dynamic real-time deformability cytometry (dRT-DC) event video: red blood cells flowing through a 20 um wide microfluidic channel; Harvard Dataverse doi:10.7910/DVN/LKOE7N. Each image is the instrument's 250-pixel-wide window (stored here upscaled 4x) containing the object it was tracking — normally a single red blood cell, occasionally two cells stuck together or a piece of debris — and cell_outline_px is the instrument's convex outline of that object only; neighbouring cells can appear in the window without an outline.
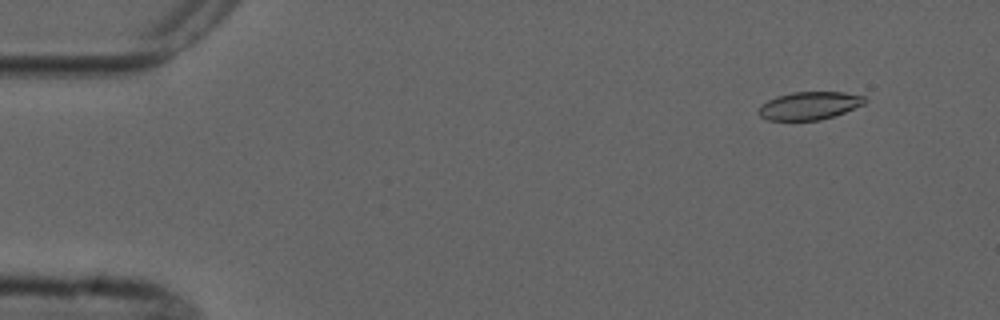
{"species": "common noctule bat (a hibernating species)", "species_latin": "Nyctalus noctula", "temperature_condition": "cold", "stored_images_in_passage": 4, "camera_frame_rate_fps": 3000, "um_per_image_px": 0.085, "animal": {"sex": "male", "forearm_length_mm": 52.5}, "frame": {"image": 1, "passage_image": 1, "time_ms": 0.0, "image_size_px": [1000, 320], "cell_outline_px": [[868, 100], [864, 104], [844, 112], [820, 120], [768, 120], [760, 116], [756, 112], [760, 104], [776, 96], [792, 92], [844, 92], [864, 96]], "centroid_in_image_um": [68.76, 8.97], "position_along_channel_um": 16.2, "area_um2": 17.34}}
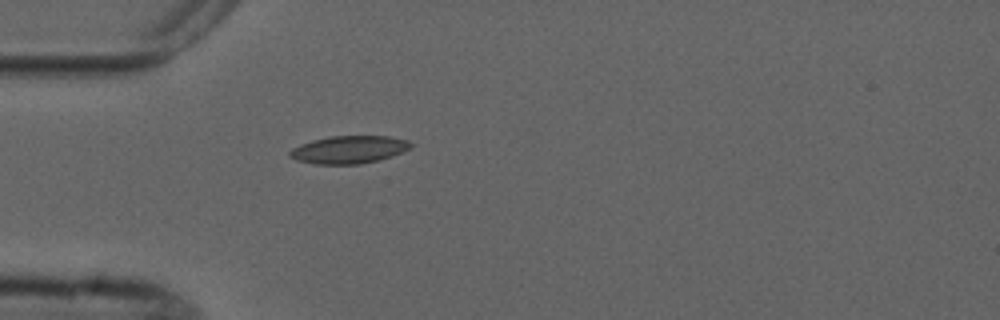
{"frame": {"image": 2, "passage_image": 4, "time_ms": 3.667, "image_size_px": [1000, 320], "cell_outline_px": [[412, 148], [392, 156], [360, 164], [316, 164], [296, 160], [288, 156], [288, 152], [292, 148], [300, 144], [312, 140], [328, 136], [388, 136], [408, 140], [412, 144]], "centroid_in_image_um": [29.64, 12.71], "position_along_channel_um": 55.4, "area_um2": 19.59}}